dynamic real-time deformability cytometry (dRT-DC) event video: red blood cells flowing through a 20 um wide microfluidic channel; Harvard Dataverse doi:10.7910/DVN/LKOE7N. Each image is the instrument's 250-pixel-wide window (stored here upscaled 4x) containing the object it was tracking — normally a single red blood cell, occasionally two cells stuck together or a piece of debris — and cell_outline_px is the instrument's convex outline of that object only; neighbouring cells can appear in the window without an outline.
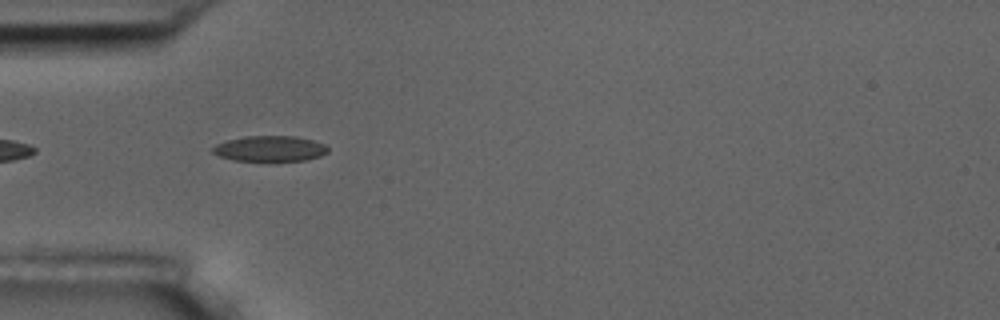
{"species": "common noctule bat (a hibernating species)", "species_latin": "Nyctalus noctula", "temperature_condition": "room temperature", "stored_images_in_passage": 3, "camera_frame_rate_fps": 3000, "um_per_image_px": 0.085, "animal": {"sex": "male", "body_mass_g": 17.5, "forearm_length_mm": 52.3}, "frame": {"image": 1, "passage_image": 2, "time_ms": 1.0, "image_size_px": [1000, 320], "cell_outline_px": [[328, 152], [320, 156], [304, 160], [268, 164], [260, 164], [232, 160], [220, 156], [212, 152], [212, 148], [216, 144], [228, 140], [244, 136], [296, 136], [312, 140], [324, 144], [328, 148]], "centroid_in_image_um": [22.92, 12.69], "position_along_channel_um": 62.1, "area_um2": 18.09}}